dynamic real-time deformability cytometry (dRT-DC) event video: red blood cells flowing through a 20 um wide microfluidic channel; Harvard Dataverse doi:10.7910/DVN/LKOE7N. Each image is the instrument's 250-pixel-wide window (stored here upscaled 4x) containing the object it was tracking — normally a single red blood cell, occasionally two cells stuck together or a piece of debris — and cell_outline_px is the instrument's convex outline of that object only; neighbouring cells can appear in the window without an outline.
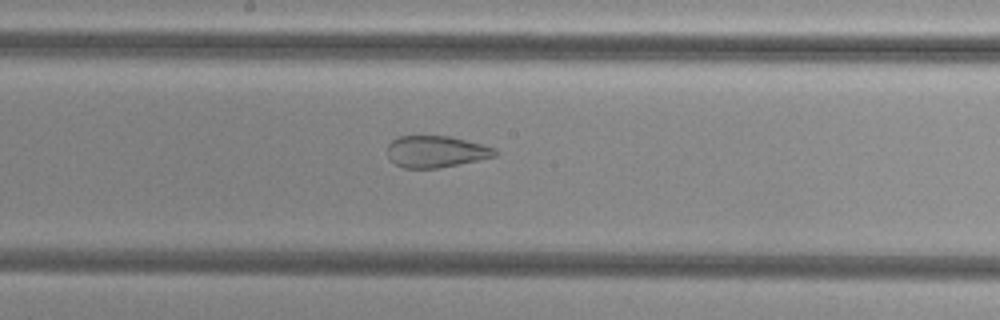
{"species": "common noctule bat (a hibernating species)", "species_latin": "Nyctalus noctula", "temperature_condition": "cold", "stored_images_in_passage": 51, "segment_of_instrument_passage": [2, 2], "camera_frame_rate_fps": 3000, "um_per_image_px": 0.085, "animal": {"sex": "female", "body_mass_g": 29.2, "forearm_length_mm": 56.3}, "frame": {"image": 1, "passage_image": 26, "time_ms": 8.333, "image_size_px": [1000, 320], "cell_outline_px": [[496, 156], [436, 168], [404, 168], [388, 160], [388, 144], [392, 140], [400, 136], [452, 136], [496, 148]], "centroid_in_image_um": [37.02, 12.87], "position_along_channel_um": 211.2, "area_um2": 19.71}}
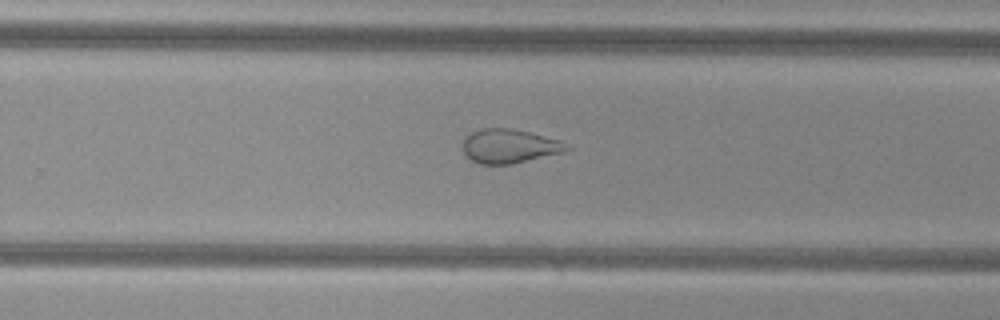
{"frame": {"image": 2, "passage_image": 32, "time_ms": 10.333, "image_size_px": [1000, 320], "cell_outline_px": [[572, 148], [564, 152], [512, 164], [480, 164], [468, 160], [460, 148], [460, 144], [464, 136], [468, 132], [480, 128], [508, 128], [532, 132], [560, 140]], "centroid_in_image_um": [43.21, 12.41], "position_along_channel_um": 286.6, "area_um2": 21.27}}
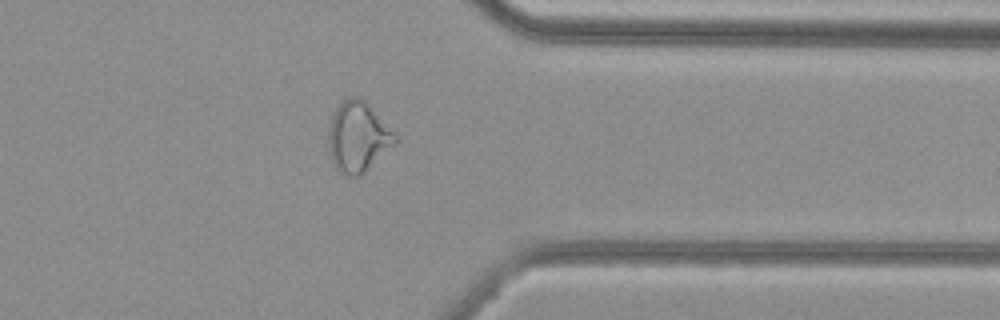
{"frame": {"image": 3, "passage_image": 40, "time_ms": 13.0, "image_size_px": [1000, 320], "cell_outline_px": [[400, 140], [360, 176], [348, 176], [340, 172], [336, 168], [328, 152], [328, 128], [332, 116], [336, 108], [348, 96], [360, 96], [400, 136]], "centroid_in_image_um": [30.45, 11.63], "position_along_channel_um": 381.0, "area_um2": 27.69}}